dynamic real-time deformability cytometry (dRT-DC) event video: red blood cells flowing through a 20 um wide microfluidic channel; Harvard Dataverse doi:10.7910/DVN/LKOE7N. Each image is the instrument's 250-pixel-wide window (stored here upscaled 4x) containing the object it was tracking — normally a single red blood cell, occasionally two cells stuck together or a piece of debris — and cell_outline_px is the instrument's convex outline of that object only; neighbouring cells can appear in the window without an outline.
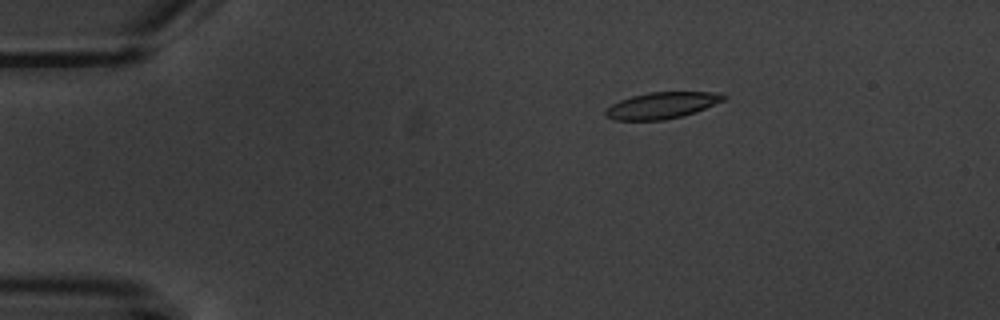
{"species": "common noctule bat (a hibernating species)", "species_latin": "Nyctalus noctula", "temperature_condition": "warm", "stored_images_in_passage": 5, "camera_frame_rate_fps": 3000, "um_per_image_px": 0.085, "animal": {"sex": "male", "body_mass_g": 20.1, "forearm_length_mm": 53.5}, "frame": {"image": 1, "passage_image": 3, "time_ms": 2.333, "image_size_px": [1000, 320], "cell_outline_px": [[728, 96], [724, 100], [704, 108], [680, 116], [664, 120], [612, 120], [604, 116], [604, 112], [612, 104], [620, 100], [632, 96], [648, 92], [720, 92]], "centroid_in_image_um": [56.23, 8.95], "position_along_channel_um": 28.8, "area_um2": 18.03}}